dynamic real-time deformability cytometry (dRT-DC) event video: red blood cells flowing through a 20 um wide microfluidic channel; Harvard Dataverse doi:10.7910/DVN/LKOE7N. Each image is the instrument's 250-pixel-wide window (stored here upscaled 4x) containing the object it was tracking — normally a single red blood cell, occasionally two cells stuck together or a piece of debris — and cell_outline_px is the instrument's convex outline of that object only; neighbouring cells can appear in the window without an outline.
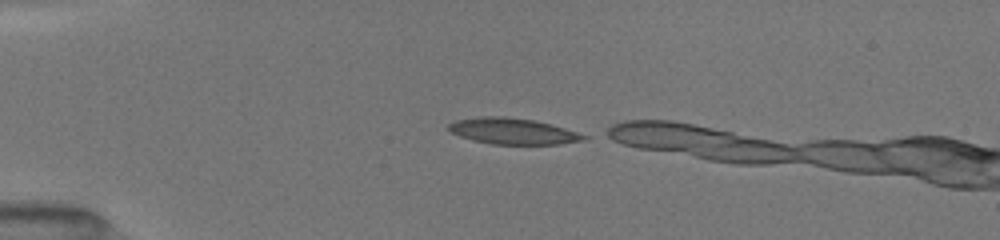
{"species": "common noctule bat (a hibernating species)", "species_latin": "Nyctalus noctula", "temperature_condition": "room temperature", "stored_images_in_passage": 7, "camera_frame_rate_fps": 3000, "um_per_image_px": 0.085, "animal": {"sex": "female", "body_mass_g": 19.5, "forearm_length_mm": 54.1}, "frame": {"image": 1, "passage_image": 1, "time_ms": 0.0, "image_size_px": [1000, 240], "cell_outline_px": [[592, 136], [588, 140], [560, 144], [492, 144], [472, 140], [460, 136], [452, 132], [448, 128], [448, 124], [456, 120], [480, 116], [504, 116], [532, 120], [564, 128]], "centroid_in_image_um": [43.64, 11.16], "position_along_channel_um": 41.4, "area_um2": 20.58}}
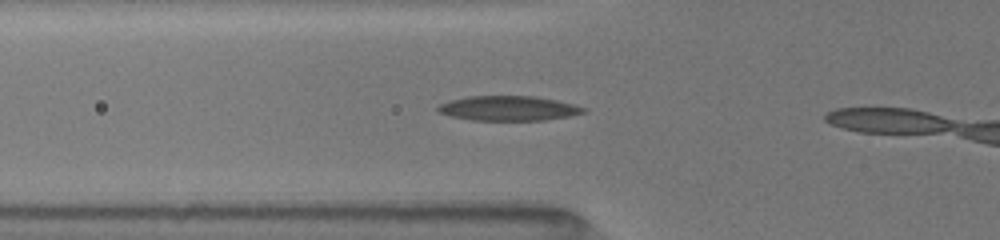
{"frame": {"image": 2, "passage_image": 6, "time_ms": 2.0, "image_size_px": [1000, 240], "cell_outline_px": [[588, 108], [584, 112], [568, 116], [544, 120], [472, 120], [452, 116], [440, 112], [436, 108], [440, 104], [448, 100], [468, 96], [532, 96], [556, 100]], "centroid_in_image_um": [43.2, 9.2], "position_along_channel_um": 82.6, "area_um2": 20.81}}